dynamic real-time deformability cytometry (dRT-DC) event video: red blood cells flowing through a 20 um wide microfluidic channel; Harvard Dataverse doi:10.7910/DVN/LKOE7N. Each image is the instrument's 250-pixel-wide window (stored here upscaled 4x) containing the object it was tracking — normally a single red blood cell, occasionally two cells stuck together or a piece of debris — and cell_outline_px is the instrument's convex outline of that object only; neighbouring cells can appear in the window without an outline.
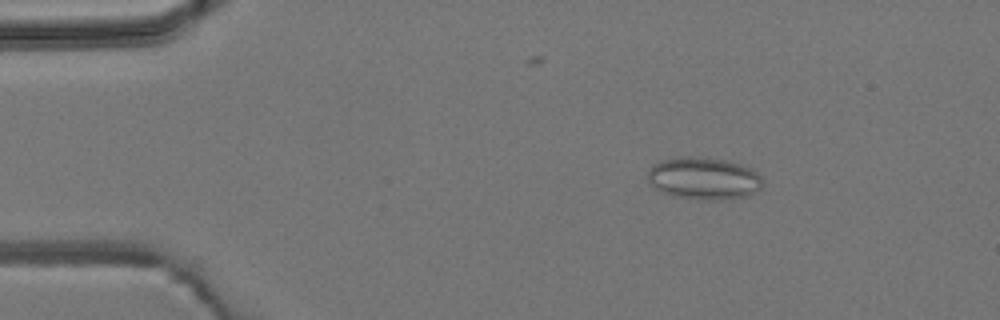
{"species": "common noctule bat (a hibernating species)", "species_latin": "Nyctalus noctula", "temperature_condition": "room temperature", "stored_images_in_passage": 2, "camera_frame_rate_fps": 3000, "um_per_image_px": 0.085, "animal": {"sex": "male", "body_mass_g": 19.2, "forearm_length_mm": 51.8}, "frame": {"image": 1, "passage_image": 1, "time_ms": 0.0, "image_size_px": [1000, 320], "cell_outline_px": [[760, 188], [756, 192], [748, 196], [732, 200], [704, 200], [672, 196], [660, 192], [652, 188], [648, 180], [648, 168], [652, 164], [660, 160], [676, 156], [688, 156], [728, 160], [740, 164], [756, 172], [760, 176]], "centroid_in_image_um": [59.75, 15.17], "position_along_channel_um": 25.2, "area_um2": 28.84}}